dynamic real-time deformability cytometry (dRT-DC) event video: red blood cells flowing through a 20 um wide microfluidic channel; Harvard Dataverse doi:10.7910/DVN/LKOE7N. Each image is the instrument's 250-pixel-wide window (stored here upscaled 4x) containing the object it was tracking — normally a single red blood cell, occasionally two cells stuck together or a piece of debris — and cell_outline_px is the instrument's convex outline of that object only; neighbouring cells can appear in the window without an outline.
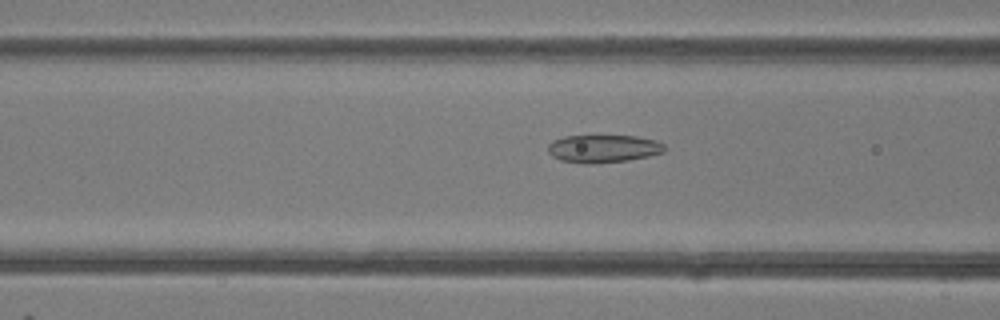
{"species": "common noctule bat (a hibernating species)", "species_latin": "Nyctalus noctula", "temperature_condition": "room temperature", "stored_images_in_passage": 48, "camera_frame_rate_fps": 3000, "um_per_image_px": 0.085, "animal": {"sex": "female"}, "frame": {"image": 1, "passage_image": 19, "time_ms": 6.0, "image_size_px": [1000, 320], "cell_outline_px": [[664, 152], [648, 156], [628, 160], [592, 164], [584, 164], [560, 160], [552, 156], [548, 152], [548, 144], [552, 140], [564, 136], [636, 136], [656, 140], [664, 144]], "centroid_in_image_um": [51.25, 12.64], "position_along_channel_um": 115.4, "area_um2": 18.96}}
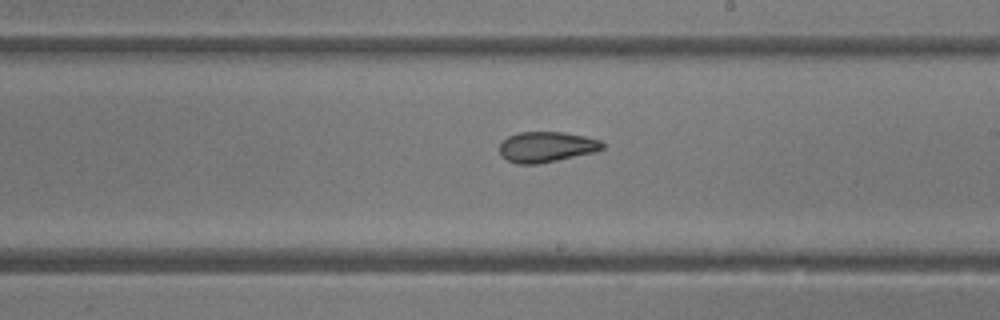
{"frame": {"image": 2, "passage_image": 28, "time_ms": 9.0, "image_size_px": [1000, 320], "cell_outline_px": [[604, 148], [596, 152], [536, 164], [516, 164], [508, 160], [500, 152], [500, 140], [516, 132], [564, 132], [584, 136], [600, 140], [604, 144]], "centroid_in_image_um": [46.44, 12.47], "position_along_channel_um": 242.6, "area_um2": 18.32}}
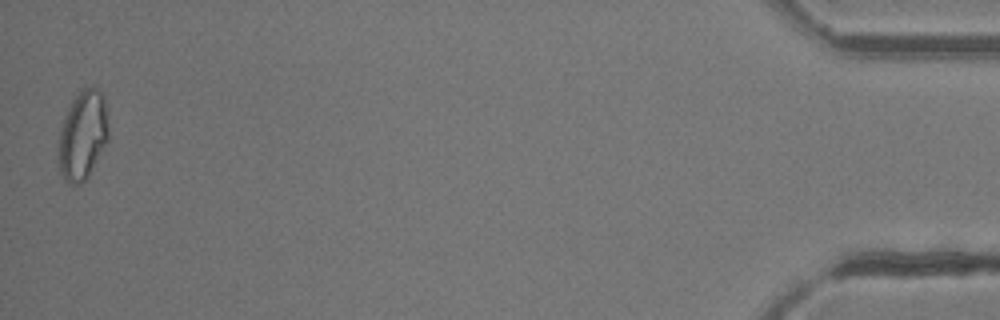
{"frame": {"image": 3, "passage_image": 48, "time_ms": 15.667, "image_size_px": [1000, 320], "cell_outline_px": [[108, 140], [88, 176], [80, 184], [68, 184], [64, 180], [60, 172], [56, 148], [64, 116], [72, 100], [84, 84], [96, 88], [104, 96], [108, 128]], "centroid_in_image_um": [7.0, 11.48], "position_along_channel_um": 428.2, "area_um2": 26.3}, "authors_computed_cell_mechanics": {"area_um2": 20.6924, "velocity_mm_per_s": 4.2385, "shape_relaxation_time_tau1_ms": 6.2495, "shape_relaxation_time_tau2_ms": 4.051, "deformation_change_tau1": 0.1355, "deformation_change_tau2": 0.1011}}